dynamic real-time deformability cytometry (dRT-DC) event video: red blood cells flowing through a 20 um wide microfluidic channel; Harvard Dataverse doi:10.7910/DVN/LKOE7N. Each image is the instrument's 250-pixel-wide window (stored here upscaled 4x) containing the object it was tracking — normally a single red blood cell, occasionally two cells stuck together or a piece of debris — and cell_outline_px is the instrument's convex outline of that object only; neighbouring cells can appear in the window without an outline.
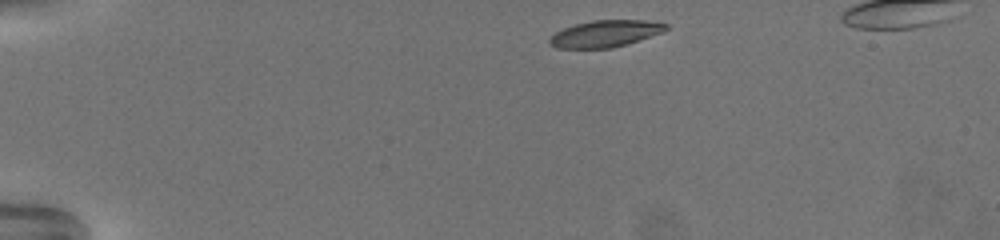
{"species": "common noctule bat (a hibernating species)", "species_latin": "Nyctalus noctula", "temperature_condition": "warm", "stored_images_in_passage": 46, "camera_frame_rate_fps": 3000, "um_per_image_px": 0.085, "animal": {"sex": "female", "body_mass_g": 19.5, "forearm_length_mm": 54.1}, "frame": {"image": 1, "passage_image": 1, "time_ms": 0.0, "image_size_px": [1000, 240], "cell_outline_px": [[668, 28], [664, 32], [612, 48], [556, 48], [548, 40], [556, 32], [564, 28], [576, 24], [592, 20], [644, 20], [668, 24]], "centroid_in_image_um": [51.47, 2.85], "position_along_channel_um": 33.5, "area_um2": 17.92}}
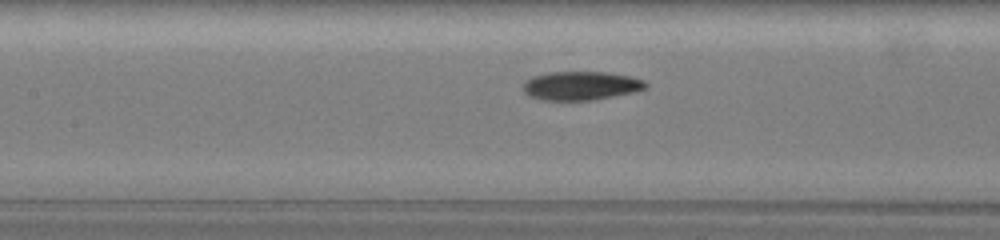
{"frame": {"image": 2, "passage_image": 20, "time_ms": 6.333, "image_size_px": [1000, 240], "cell_outline_px": [[648, 88], [632, 92], [592, 100], [544, 100], [528, 96], [524, 92], [524, 84], [532, 76], [548, 72], [604, 72], [628, 76], [644, 80], [648, 84]], "centroid_in_image_um": [49.37, 7.28], "position_along_channel_um": 158.0, "area_um2": 20.35}}
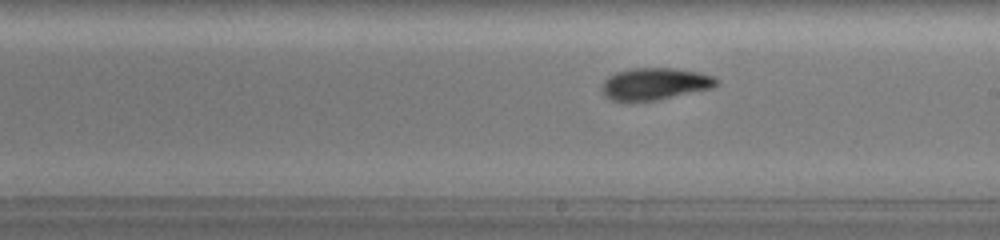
{"frame": {"image": 3, "passage_image": 27, "time_ms": 8.667, "image_size_px": [1000, 240], "cell_outline_px": [[720, 80], [712, 88], [656, 100], [628, 104], [624, 104], [612, 100], [600, 88], [600, 84], [608, 76], [616, 72], [632, 68], [672, 68], [696, 72], [712, 76]], "centroid_in_image_um": [55.58, 7.16], "position_along_channel_um": 233.4, "area_um2": 21.68}, "authors_computed_cell_mechanics": {"area_um2": 20.6346, "velocity_mm_per_s": 3.2393, "shape_relaxation_time_tau1_ms": 6.0663, "shape_relaxation_time_tau2_ms": 3.1479, "deformation_change_tau1": 0.2025, "deformation_change_tau2": 0.0898}}